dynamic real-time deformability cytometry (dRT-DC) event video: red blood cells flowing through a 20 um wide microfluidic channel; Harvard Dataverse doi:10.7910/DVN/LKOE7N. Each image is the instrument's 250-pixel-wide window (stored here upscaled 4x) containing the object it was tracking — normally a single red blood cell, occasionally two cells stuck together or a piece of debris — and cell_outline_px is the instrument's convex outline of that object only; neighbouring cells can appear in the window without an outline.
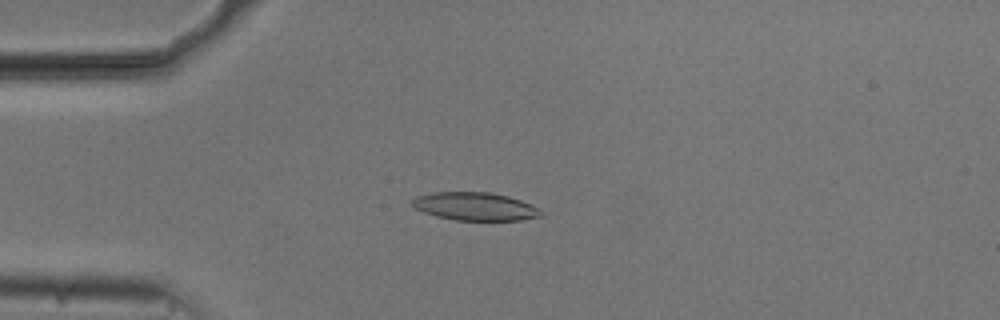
{"species": "common noctule bat (a hibernating species)", "species_latin": "Nyctalus noctula", "temperature_condition": "cold", "stored_images_in_passage": 54, "camera_frame_rate_fps": 3000, "um_per_image_px": 0.085, "animal": {"sex": "male", "body_mass_g": 20.5, "forearm_length_mm": 52.5}, "frame": {"image": 1, "passage_image": 14, "time_ms": 4.333, "image_size_px": [1000, 320], "cell_outline_px": [[540, 216], [520, 220], [456, 220], [436, 216], [424, 212], [416, 208], [412, 204], [412, 200], [416, 196], [432, 192], [492, 192], [508, 196], [532, 204], [540, 212]], "centroid_in_image_um": [40.35, 17.53], "position_along_channel_um": 44.7, "area_um2": 20.87}}
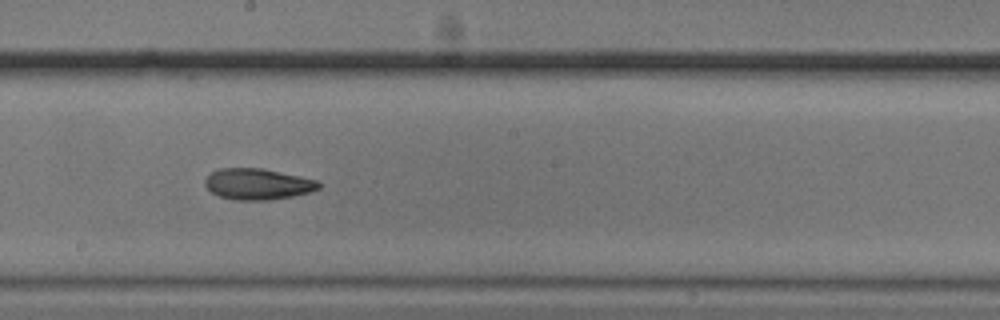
{"frame": {"image": 2, "passage_image": 30, "time_ms": 9.667, "image_size_px": [1000, 320], "cell_outline_px": [[320, 188], [308, 192], [292, 196], [268, 200], [232, 200], [220, 196], [212, 192], [204, 184], [204, 180], [212, 172], [220, 168], [260, 168], [320, 180]], "centroid_in_image_um": [21.91, 15.64], "position_along_channel_um": 226.3, "area_um2": 20.52}}
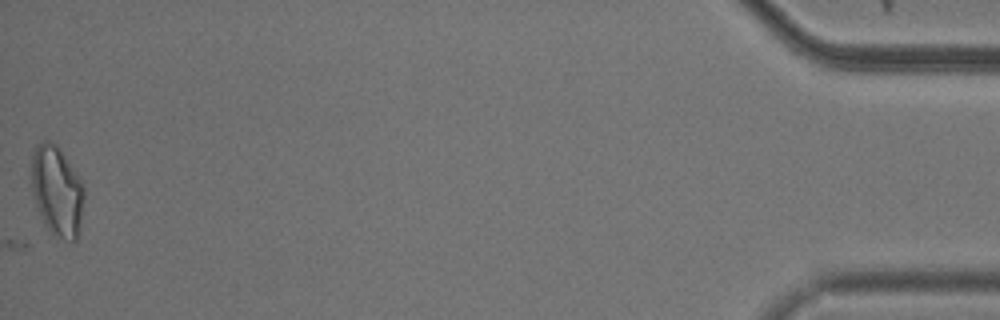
{"frame": {"image": 3, "passage_image": 54, "time_ms": 17.667, "image_size_px": [1000, 320], "cell_outline_px": [[84, 200], [80, 224], [76, 240], [64, 240], [52, 236], [36, 204], [32, 192], [32, 156], [36, 144], [40, 140], [52, 140], [56, 144], [84, 180]], "centroid_in_image_um": [4.87, 16.18], "position_along_channel_um": 430.3, "area_um2": 27.98}, "authors_computed_cell_mechanics": {"area_um2": 20.5479, "velocity_mm_per_s": 3.7487, "shape_relaxation_time_tau1_ms": 3.1538, "shape_relaxation_time_tau2_ms": 5.2343, "deformation_change_tau1": 0.1394, "deformation_change_tau2": 0.1305}}